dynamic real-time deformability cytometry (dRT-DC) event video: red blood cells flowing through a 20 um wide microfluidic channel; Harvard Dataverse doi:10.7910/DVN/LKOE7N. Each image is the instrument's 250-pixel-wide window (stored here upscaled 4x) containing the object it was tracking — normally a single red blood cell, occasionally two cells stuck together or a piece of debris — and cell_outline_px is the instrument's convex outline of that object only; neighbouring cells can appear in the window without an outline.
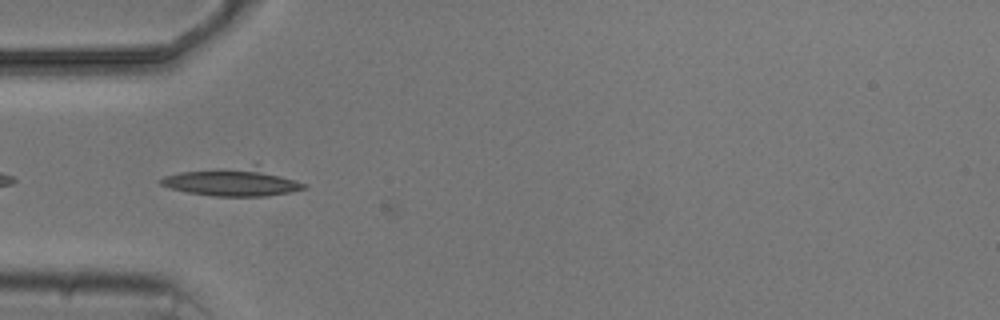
{"species": "common noctule bat (a hibernating species)", "species_latin": "Nyctalus noctula", "temperature_condition": "cold", "stored_images_in_passage": 7, "camera_frame_rate_fps": 3000, "um_per_image_px": 0.085, "animal": {"sex": "male", "body_mass_g": 20.5, "forearm_length_mm": 52.5}, "frame": {"image": 1, "passage_image": 7, "time_ms": 7.0, "image_size_px": [1000, 320], "cell_outline_px": [[308, 188], [268, 196], [216, 196], [188, 192], [168, 188], [160, 184], [156, 180], [164, 176], [180, 172], [256, 164], [308, 184]], "centroid_in_image_um": [19.81, 15.45], "position_along_channel_um": 65.2, "area_um2": 23.81}}